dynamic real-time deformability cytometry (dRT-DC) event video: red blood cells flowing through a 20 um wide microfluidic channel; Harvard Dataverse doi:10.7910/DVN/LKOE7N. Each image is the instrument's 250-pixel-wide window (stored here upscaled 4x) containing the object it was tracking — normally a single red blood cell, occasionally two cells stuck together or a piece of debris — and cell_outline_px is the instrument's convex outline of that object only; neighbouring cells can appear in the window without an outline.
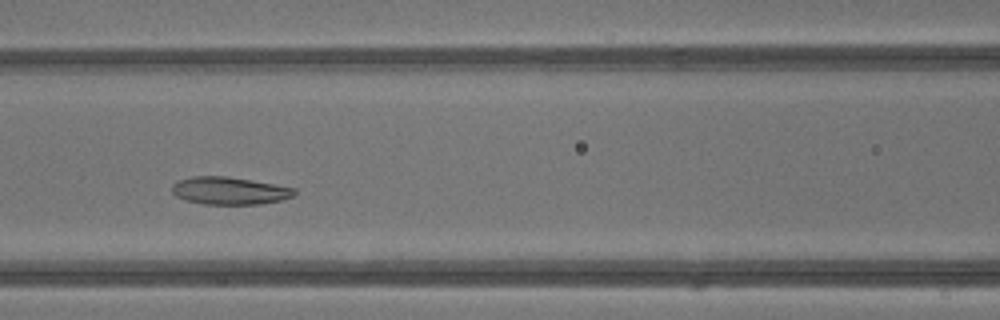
{"species": "common noctule bat (a hibernating species)", "species_latin": "Nyctalus noctula", "temperature_condition": "warm", "stored_images_in_passage": 37, "camera_frame_rate_fps": 3000, "um_per_image_px": 0.085, "animal": {"sex": "male", "body_mass_g": 13.3}, "frame": {"image": 1, "passage_image": 13, "time_ms": 4.0, "image_size_px": [1000, 320], "cell_outline_px": [[296, 192], [292, 196], [284, 200], [260, 204], [204, 204], [184, 200], [176, 196], [172, 192], [172, 184], [176, 180], [192, 176], [224, 176], [276, 184], [296, 188]], "centroid_in_image_um": [19.49, 16.21], "position_along_channel_um": 147.1, "area_um2": 19.83}}
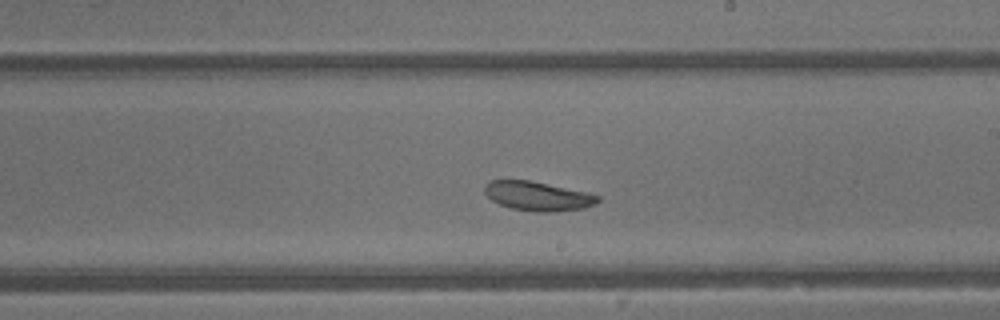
{"frame": {"image": 2, "passage_image": 19, "time_ms": 6.0, "image_size_px": [1000, 320], "cell_outline_px": [[600, 200], [596, 204], [584, 208], [552, 212], [536, 212], [512, 208], [500, 204], [492, 200], [484, 192], [484, 184], [488, 180], [528, 180], [588, 192], [600, 196]], "centroid_in_image_um": [45.72, 16.66], "position_along_channel_um": 243.3, "area_um2": 19.31}}
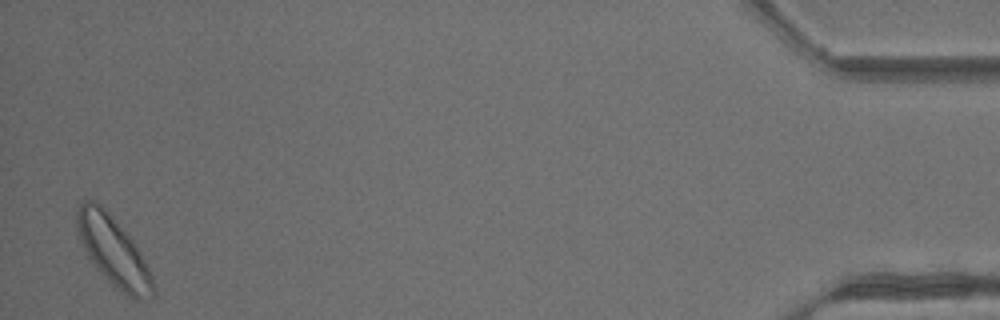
{"frame": {"image": 3, "passage_image": 36, "time_ms": 11.667, "image_size_px": [1000, 320], "cell_outline_px": [[156, 292], [148, 300], [136, 300], [128, 296], [112, 284], [96, 268], [88, 256], [76, 232], [76, 212], [80, 200], [88, 196], [96, 200], [112, 216], [132, 240], [148, 268], [152, 276]], "centroid_in_image_um": [9.6, 21.31], "position_along_channel_um": 425.6, "area_um2": 30.81}, "authors_computed_cell_mechanics": {"area_um2": 22.3686, "velocity_mm_per_s": 4.8358, "shape_relaxation_time_tau1_ms": 1.6361, "shape_relaxation_time_tau2_ms": 5.2077, "deformation_change_tau1": 0.0528, "deformation_change_tau2": 0.1061}}